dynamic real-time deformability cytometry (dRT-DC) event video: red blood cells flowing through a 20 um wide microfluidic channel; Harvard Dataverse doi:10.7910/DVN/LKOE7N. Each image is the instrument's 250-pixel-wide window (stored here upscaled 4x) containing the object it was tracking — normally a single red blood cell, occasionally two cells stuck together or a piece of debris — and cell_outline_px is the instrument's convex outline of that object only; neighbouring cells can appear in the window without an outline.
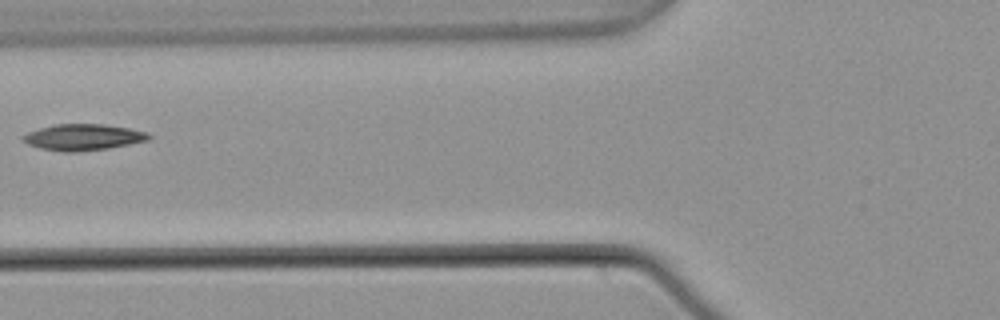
{"species": "common noctule bat (a hibernating species)", "species_latin": "Nyctalus noctula", "temperature_condition": "warm", "stored_images_in_passage": 4, "camera_frame_rate_fps": 3000, "um_per_image_px": 0.085, "animal": {"sex": "male", "body_mass_g": 21.5, "forearm_length_mm": 52.0}, "frame": {"image": 1, "passage_image": 3, "time_ms": 0.667, "image_size_px": [1000, 320], "cell_outline_px": [[152, 136], [148, 140], [108, 148], [76, 152], [64, 152], [40, 148], [28, 144], [20, 140], [20, 136], [28, 132], [40, 128], [56, 124], [104, 124], [128, 128], [148, 132]], "centroid_in_image_um": [7.03, 11.66], "position_along_channel_um": 118.8, "area_um2": 19.25}}
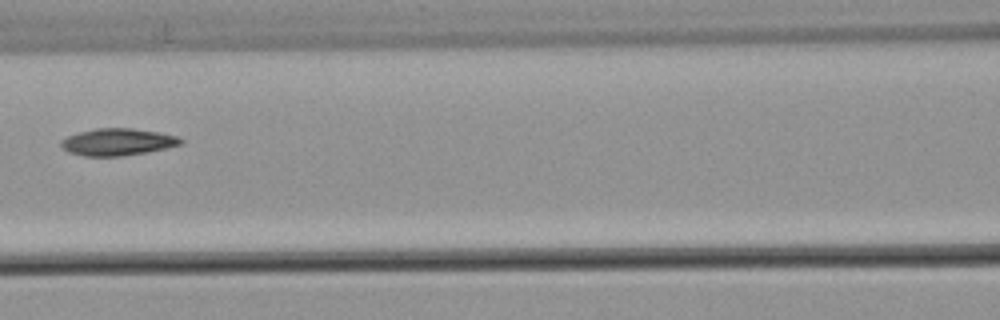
{"frame": {"image": 2, "passage_image": 4, "time_ms": 1.0, "image_size_px": [1000, 320], "cell_outline_px": [[184, 144], [144, 152], [120, 156], [84, 156], [68, 152], [60, 144], [60, 140], [68, 136], [80, 132], [96, 128], [132, 128], [160, 132], [176, 136], [184, 140]], "centroid_in_image_um": [10.0, 12.06], "position_along_channel_um": 156.6, "area_um2": 18.73}}